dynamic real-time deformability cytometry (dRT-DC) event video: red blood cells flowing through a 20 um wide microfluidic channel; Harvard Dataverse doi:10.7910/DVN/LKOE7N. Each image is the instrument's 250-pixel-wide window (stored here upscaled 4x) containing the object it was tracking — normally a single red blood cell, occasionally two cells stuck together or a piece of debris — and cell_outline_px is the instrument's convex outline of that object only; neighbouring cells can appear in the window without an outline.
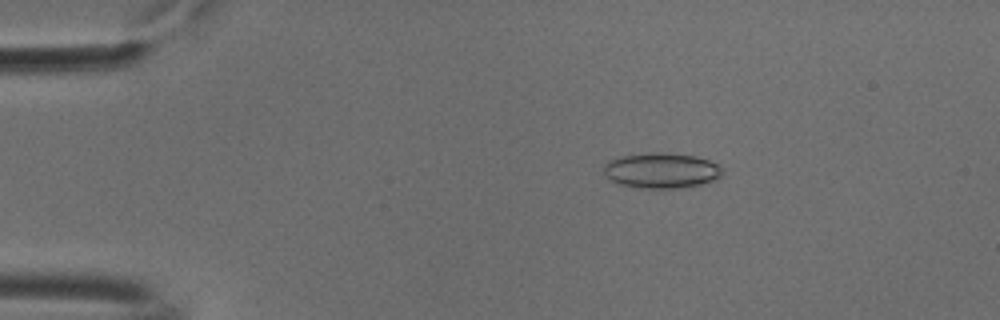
{"species": "common noctule bat (a hibernating species)", "species_latin": "Nyctalus noctula", "temperature_condition": "cold", "stored_images_in_passage": 50, "camera_frame_rate_fps": 3000, "um_per_image_px": 0.085, "animal": {"sex": "male", "body_mass_g": 18.8}, "frame": {"image": 1, "passage_image": 6, "time_ms": 1.667, "image_size_px": [1000, 320], "cell_outline_px": [[724, 176], [700, 184], [680, 188], [640, 188], [620, 184], [604, 176], [604, 164], [608, 160], [624, 156], [652, 152], [664, 152], [696, 156], [720, 164], [724, 172]], "centroid_in_image_um": [56.25, 14.49], "position_along_channel_um": 28.8, "area_um2": 24.62}}
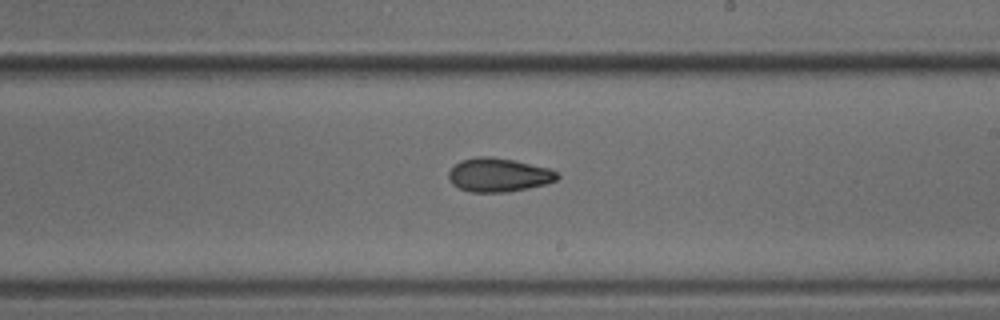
{"frame": {"image": 2, "passage_image": 28, "time_ms": 9.0, "image_size_px": [1000, 320], "cell_outline_px": [[560, 176], [556, 180], [544, 184], [528, 188], [508, 192], [468, 192], [452, 184], [448, 180], [448, 172], [460, 160], [476, 156], [492, 156], [512, 160], [548, 168], [556, 172]], "centroid_in_image_um": [42.33, 14.87], "position_along_channel_um": 246.7, "area_um2": 21.33}}
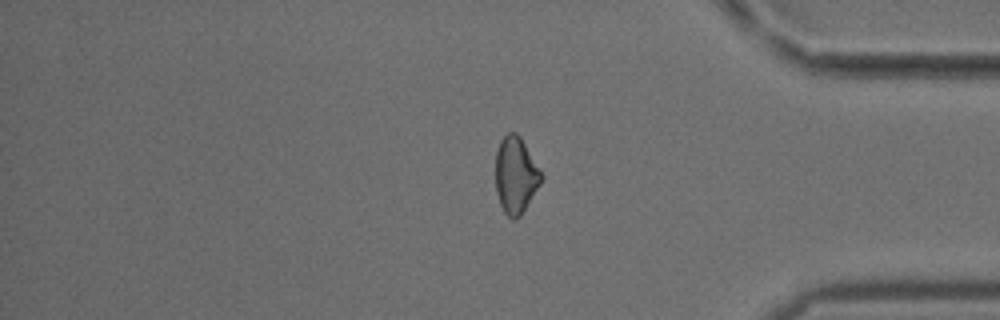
{"frame": {"image": 3, "passage_image": 41, "time_ms": 13.333, "image_size_px": [1000, 320], "cell_outline_px": [[544, 176], [540, 184], [520, 216], [516, 220], [512, 220], [504, 212], [500, 204], [496, 192], [496, 152], [500, 140], [508, 132], [516, 132], [520, 136]], "centroid_in_image_um": [43.83, 14.89], "position_along_channel_um": 391.4, "area_um2": 20.35}, "authors_computed_cell_mechanics": {"area_um2": 21.4149, "velocity_mm_per_s": 3.7812, "shape_relaxation_time_tau1_ms": null, "shape_relaxation_time_tau2_ms": 3.5566, "deformation_change_tau1": null, "deformation_change_tau2": 0.0886}}